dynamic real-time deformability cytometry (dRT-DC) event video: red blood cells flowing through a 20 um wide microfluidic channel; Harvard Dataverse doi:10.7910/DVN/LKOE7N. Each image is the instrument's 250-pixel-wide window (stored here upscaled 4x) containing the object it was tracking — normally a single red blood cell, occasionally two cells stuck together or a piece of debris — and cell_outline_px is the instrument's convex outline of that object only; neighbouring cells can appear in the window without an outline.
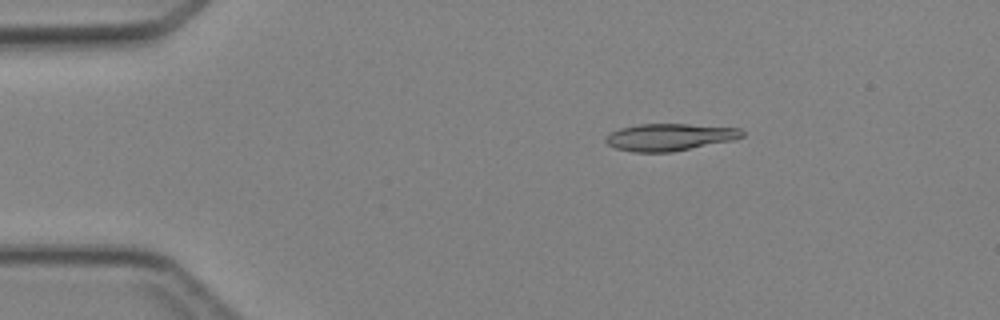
{"species": "Egyptian fruit bat (a non-hibernating species)", "species_latin": "Rousettus aegyptiacus", "temperature_condition": "cold", "stored_images_in_passage": 5, "camera_frame_rate_fps": 3000, "um_per_image_px": 0.085, "animal": {"sex": "female"}, "frame": {"image": 1, "passage_image": 2, "time_ms": 2.0, "image_size_px": [1000, 320], "cell_outline_px": [[744, 136], [732, 140], [672, 152], [636, 152], [616, 148], [608, 144], [604, 140], [612, 132], [620, 128], [640, 124], [688, 124], [740, 128], [744, 132]], "centroid_in_image_um": [56.94, 11.65], "position_along_channel_um": 28.1, "area_um2": 21.33}}
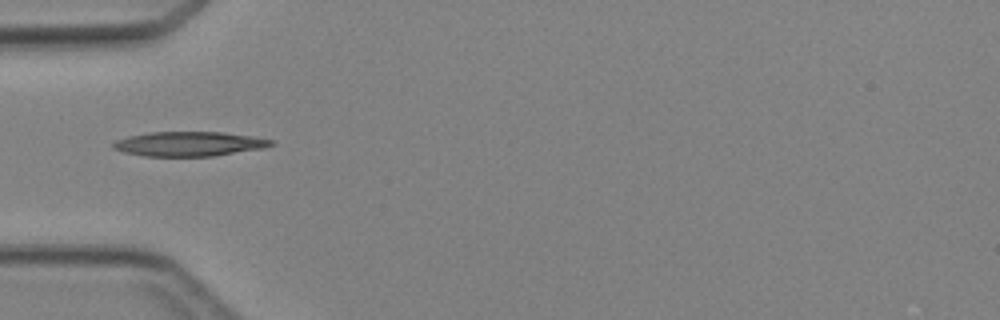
{"frame": {"image": 2, "passage_image": 4, "time_ms": 4.333, "image_size_px": [1000, 320], "cell_outline_px": [[276, 144], [264, 148], [212, 156], [144, 156], [124, 152], [112, 148], [112, 144], [116, 140], [128, 136], [152, 132], [220, 132], [256, 136], [276, 140]], "centroid_in_image_um": [16.13, 12.22], "position_along_channel_um": 68.9, "area_um2": 22.72}}
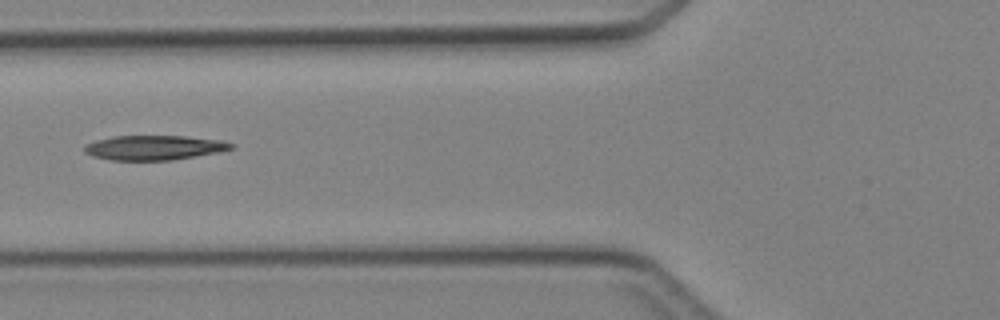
{"frame": {"image": 3, "passage_image": 5, "time_ms": 5.333, "image_size_px": [1000, 320], "cell_outline_px": [[236, 148], [220, 152], [172, 160], [108, 160], [92, 156], [84, 152], [84, 144], [96, 140], [112, 136], [184, 136], [224, 140], [236, 144]], "centroid_in_image_um": [13.14, 12.55], "position_along_channel_um": 112.7, "area_um2": 21.39}}